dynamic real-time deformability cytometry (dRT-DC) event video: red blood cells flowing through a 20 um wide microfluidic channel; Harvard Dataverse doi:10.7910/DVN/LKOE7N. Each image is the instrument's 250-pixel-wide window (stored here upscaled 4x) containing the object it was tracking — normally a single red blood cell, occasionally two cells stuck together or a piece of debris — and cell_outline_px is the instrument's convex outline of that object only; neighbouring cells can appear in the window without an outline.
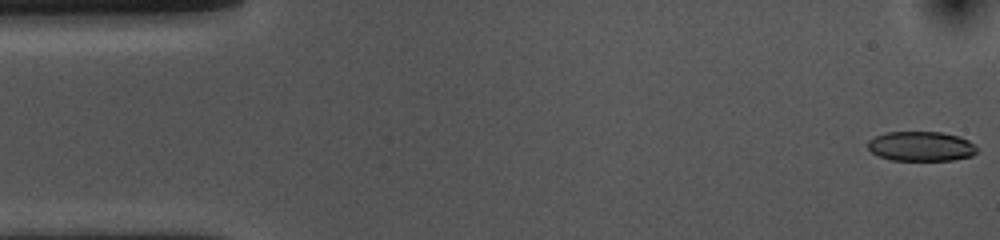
{"species": "common noctule bat (a hibernating species)", "species_latin": "Nyctalus noctula", "temperature_condition": "cold", "stored_images_in_passage": 55, "camera_frame_rate_fps": 3000, "um_per_image_px": 0.085, "animal": {"sex": "female", "body_mass_g": 10.0, "forearm_length_mm": 53.1}, "frame": {"image": 1, "passage_image": 1, "time_ms": 0.0, "image_size_px": [1000, 240], "cell_outline_px": [[976, 152], [972, 156], [952, 160], [892, 160], [880, 156], [872, 152], [868, 148], [868, 140], [884, 132], [940, 132], [960, 136], [968, 140], [976, 148]], "centroid_in_image_um": [78.28, 12.43], "position_along_channel_um": 6.7, "area_um2": 18.79}}
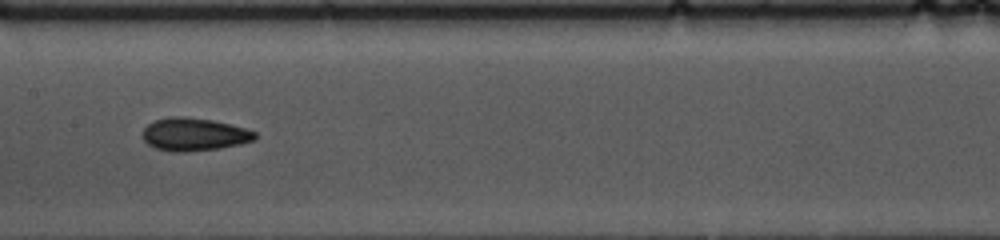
{"frame": {"image": 2, "passage_image": 26, "time_ms": 8.333, "image_size_px": [1000, 240], "cell_outline_px": [[256, 140], [240, 144], [220, 148], [184, 152], [172, 152], [156, 148], [148, 144], [144, 140], [144, 128], [148, 124], [156, 120], [172, 116], [184, 116], [212, 120], [244, 128], [256, 132]], "centroid_in_image_um": [16.51, 11.42], "position_along_channel_um": 190.9, "area_um2": 21.39}}
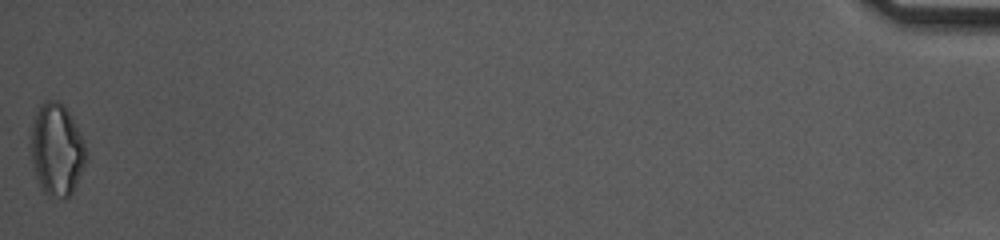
{"frame": {"image": 3, "passage_image": 55, "time_ms": 18.0, "image_size_px": [1000, 240], "cell_outline_px": [[88, 160], [72, 192], [68, 196], [48, 196], [40, 188], [32, 164], [32, 124], [36, 112], [40, 104], [44, 100], [60, 100], [64, 104], [84, 140], [88, 156]], "centroid_in_image_um": [4.85, 12.69], "position_along_channel_um": 430.4, "area_um2": 29.65}, "authors_computed_cell_mechanics": {"area_um2": 20.7502, "velocity_mm_per_s": 3.5623, "shape_relaxation_time_tau1_ms": 6.1488, "shape_relaxation_time_tau2_ms": 4.0257, "deformation_change_tau1": 0.1286, "deformation_change_tau2": 0.0977}}